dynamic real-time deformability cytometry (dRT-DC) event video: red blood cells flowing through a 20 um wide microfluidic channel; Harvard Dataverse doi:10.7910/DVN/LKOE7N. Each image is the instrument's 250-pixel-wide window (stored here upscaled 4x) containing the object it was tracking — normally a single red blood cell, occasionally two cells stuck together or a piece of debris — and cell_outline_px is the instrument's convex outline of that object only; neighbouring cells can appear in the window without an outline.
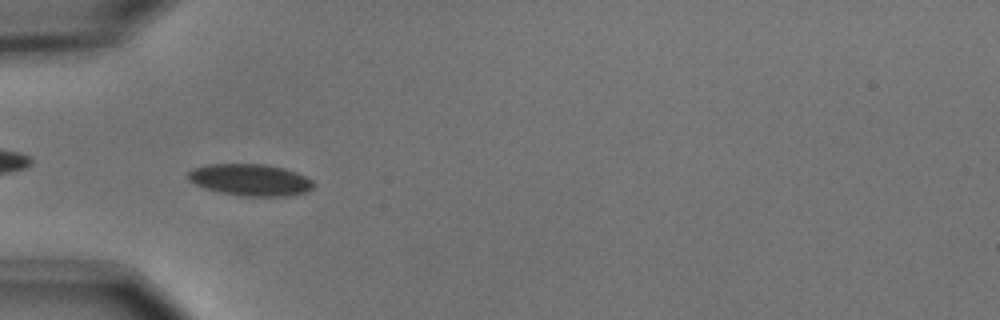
{"species": "common noctule bat (a hibernating species)", "species_latin": "Nyctalus noctula", "temperature_condition": "cold", "stored_images_in_passage": 56, "camera_frame_rate_fps": 3000, "um_per_image_px": 0.085, "animal": {"sex": "male", "body_mass_g": 15.6}, "frame": {"image": 1, "passage_image": 19, "time_ms": 6.0, "image_size_px": [1000, 320], "cell_outline_px": [[312, 188], [308, 192], [288, 196], [244, 196], [220, 192], [204, 188], [188, 180], [188, 172], [192, 168], [208, 164], [264, 164], [284, 168], [304, 176], [312, 180]], "centroid_in_image_um": [21.25, 15.29], "position_along_channel_um": 63.7, "area_um2": 23.12}}
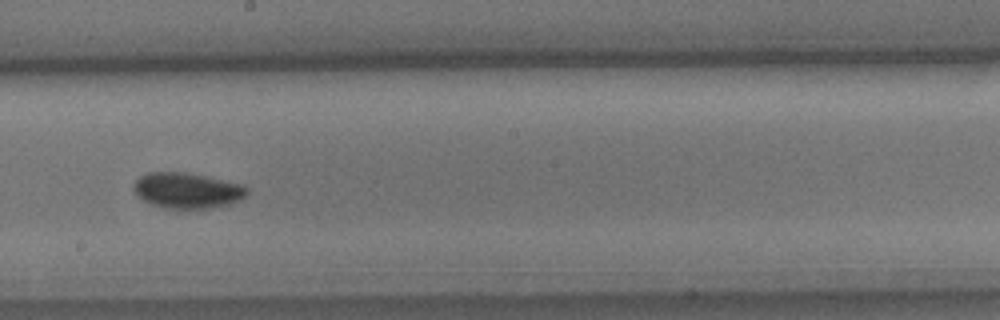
{"frame": {"image": 2, "passage_image": 33, "time_ms": 10.667, "image_size_px": [1000, 320], "cell_outline_px": [[248, 192], [240, 200], [228, 204], [208, 208], [168, 208], [152, 204], [144, 200], [132, 188], [132, 184], [140, 176], [148, 172], [184, 172], [244, 184], [248, 188]], "centroid_in_image_um": [15.92, 16.17], "position_along_channel_um": 232.3, "area_um2": 23.29}}
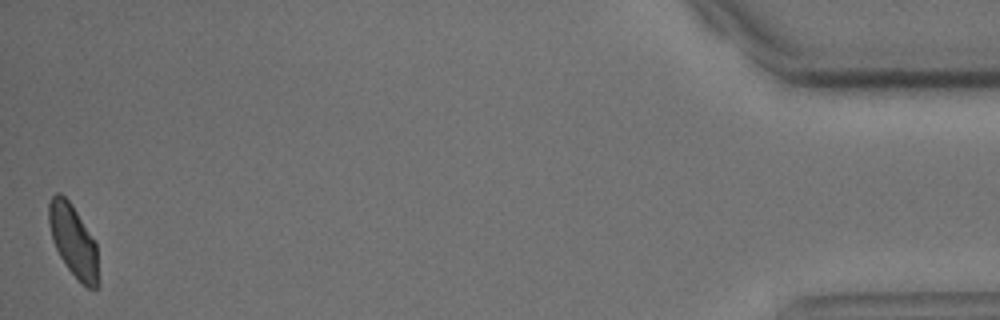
{"frame": {"image": 3, "passage_image": 56, "time_ms": 18.333, "image_size_px": [1000, 320], "cell_outline_px": [[96, 288], [88, 288], [68, 268], [60, 256], [56, 248], [48, 224], [48, 204], [52, 196], [56, 192], [60, 192], [72, 204], [96, 244]], "centroid_in_image_um": [6.17, 20.37], "position_along_channel_um": 429.0, "area_um2": 19.94}, "authors_computed_cell_mechanics": {"area_um2": 22.0507, "velocity_mm_per_s": 3.6661, "shape_relaxation_time_tau1_ms": 2.5516, "shape_relaxation_time_tau2_ms": null, "deformation_change_tau1": 0.0649, "deformation_change_tau2": null}}